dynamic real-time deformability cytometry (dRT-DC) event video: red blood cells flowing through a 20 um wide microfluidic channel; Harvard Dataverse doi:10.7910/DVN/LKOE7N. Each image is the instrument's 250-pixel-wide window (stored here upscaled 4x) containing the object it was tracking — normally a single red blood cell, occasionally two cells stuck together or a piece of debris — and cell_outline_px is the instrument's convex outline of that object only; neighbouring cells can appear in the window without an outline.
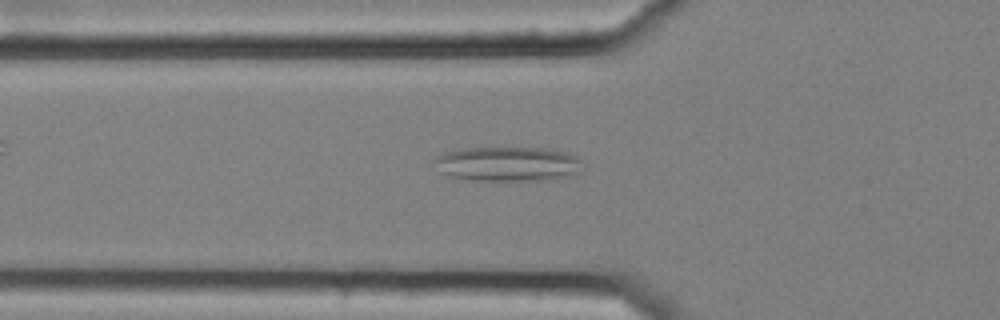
{"species": "common noctule bat (a hibernating species)", "species_latin": "Nyctalus noctula", "temperature_condition": "cold", "stored_images_in_passage": 5, "camera_frame_rate_fps": 3000, "um_per_image_px": 0.085, "animal": {"sex": "female", "body_mass_g": 25.1}, "frame": {"image": 1, "passage_image": 4, "time_ms": 1.0, "image_size_px": [1000, 320], "cell_outline_px": [[580, 172], [568, 176], [540, 180], [468, 180], [448, 176], [440, 172], [428, 164], [436, 156], [444, 152], [468, 148], [548, 148], [564, 152], [576, 156], [580, 160]], "centroid_in_image_um": [43.04, 13.93], "position_along_channel_um": 82.8, "area_um2": 30.11}}